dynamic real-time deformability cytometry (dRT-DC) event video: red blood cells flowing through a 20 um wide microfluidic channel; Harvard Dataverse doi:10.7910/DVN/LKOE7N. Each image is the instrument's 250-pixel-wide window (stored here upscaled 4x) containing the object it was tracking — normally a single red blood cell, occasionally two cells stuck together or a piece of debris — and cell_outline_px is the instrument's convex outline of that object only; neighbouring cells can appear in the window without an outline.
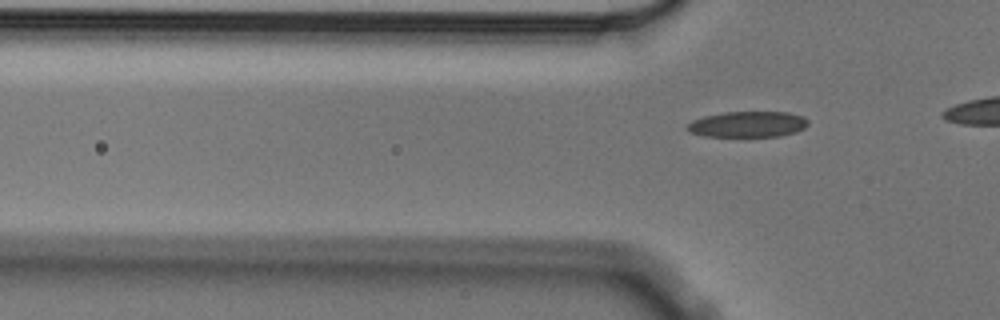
{"species": "Egyptian fruit bat (a non-hibernating species)", "species_latin": "Rousettus aegyptiacus", "temperature_condition": "cold", "stored_images_in_passage": 4, "segment_of_instrument_passage": [2, 2], "camera_frame_rate_fps": 3000, "um_per_image_px": 0.085, "animal": {"sex": "male"}, "frame": {"image": 1, "passage_image": 4, "time_ms": 1.0, "image_size_px": [1000, 320], "cell_outline_px": [[808, 124], [804, 128], [796, 132], [780, 136], [744, 140], [704, 136], [688, 132], [684, 128], [684, 124], [692, 120], [704, 116], [724, 112], [788, 112], [804, 116], [808, 120]], "centroid_in_image_um": [63.49, 10.62], "position_along_channel_um": 62.3, "area_um2": 19.54}}